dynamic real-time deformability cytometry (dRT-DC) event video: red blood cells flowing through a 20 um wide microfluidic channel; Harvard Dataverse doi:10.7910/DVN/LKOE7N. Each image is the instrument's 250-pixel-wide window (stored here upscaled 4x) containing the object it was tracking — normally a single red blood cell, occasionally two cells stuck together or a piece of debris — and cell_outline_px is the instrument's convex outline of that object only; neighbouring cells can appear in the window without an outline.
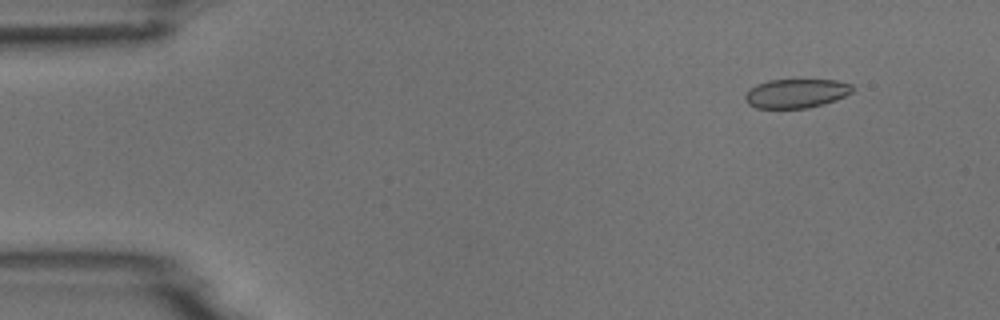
{"species": "common noctule bat (a hibernating species)", "species_latin": "Nyctalus noctula", "temperature_condition": "room temperature", "stored_images_in_passage": 5, "camera_frame_rate_fps": 3000, "um_per_image_px": 0.085, "animal": {"sex": "male", "body_mass_g": 18.8}, "frame": {"image": 1, "passage_image": 2, "time_ms": 1.333, "image_size_px": [1000, 320], "cell_outline_px": [[856, 88], [852, 92], [836, 100], [824, 104], [808, 108], [756, 108], [748, 104], [744, 96], [748, 88], [756, 84], [768, 80], [836, 80], [852, 84]], "centroid_in_image_um": [67.68, 7.93], "position_along_channel_um": 17.3, "area_um2": 18.38}}
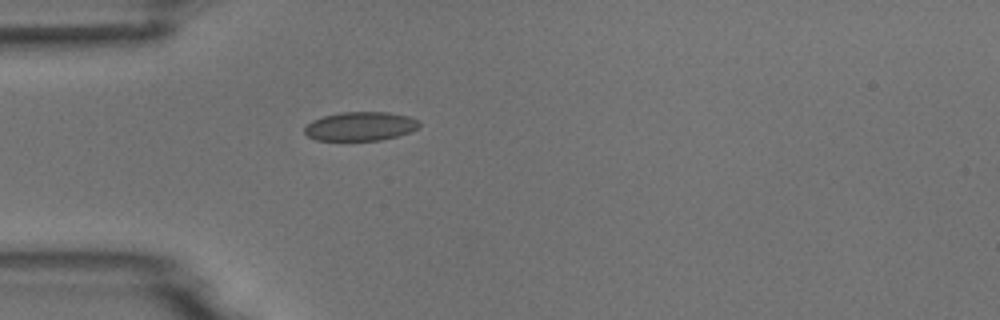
{"frame": {"image": 2, "passage_image": 5, "time_ms": 4.667, "image_size_px": [1000, 320], "cell_outline_px": [[420, 124], [416, 128], [408, 132], [396, 136], [380, 140], [316, 140], [308, 136], [304, 132], [304, 128], [312, 120], [324, 116], [340, 112], [388, 112], [408, 116], [420, 120]], "centroid_in_image_um": [30.62, 10.73], "position_along_channel_um": 54.4, "area_um2": 19.19}}